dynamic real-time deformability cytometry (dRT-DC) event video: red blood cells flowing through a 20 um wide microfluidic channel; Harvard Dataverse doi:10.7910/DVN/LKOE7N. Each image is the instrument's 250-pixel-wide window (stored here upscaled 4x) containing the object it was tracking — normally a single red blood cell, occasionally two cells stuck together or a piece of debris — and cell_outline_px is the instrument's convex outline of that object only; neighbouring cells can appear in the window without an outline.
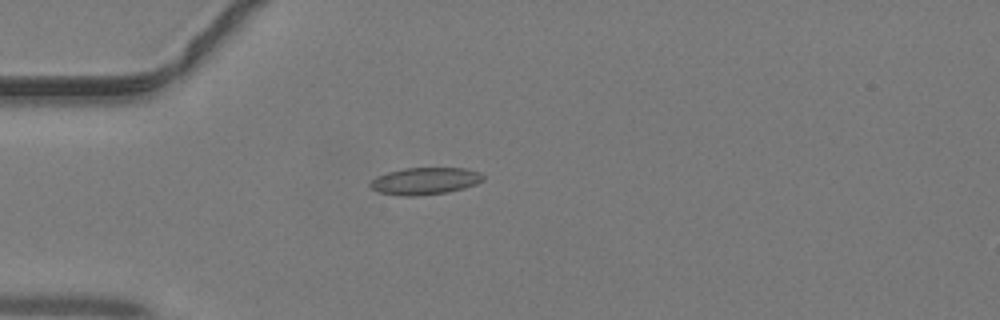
{"species": "common noctule bat (a hibernating species)", "species_latin": "Nyctalus noctula", "temperature_condition": "warm", "stored_images_in_passage": 45, "camera_frame_rate_fps": 3000, "um_per_image_px": 0.085, "animal": {"sex": "male", "body_mass_g": 19.2, "forearm_length_mm": 51.8}, "frame": {"image": 1, "passage_image": 13, "time_ms": 4.0, "image_size_px": [1000, 320], "cell_outline_px": [[484, 180], [476, 184], [464, 188], [448, 192], [416, 196], [404, 196], [380, 192], [372, 188], [368, 184], [376, 176], [388, 172], [404, 168], [464, 168], [480, 172], [484, 176]], "centroid_in_image_um": [36.14, 15.38], "position_along_channel_um": 48.9, "area_um2": 17.8}}
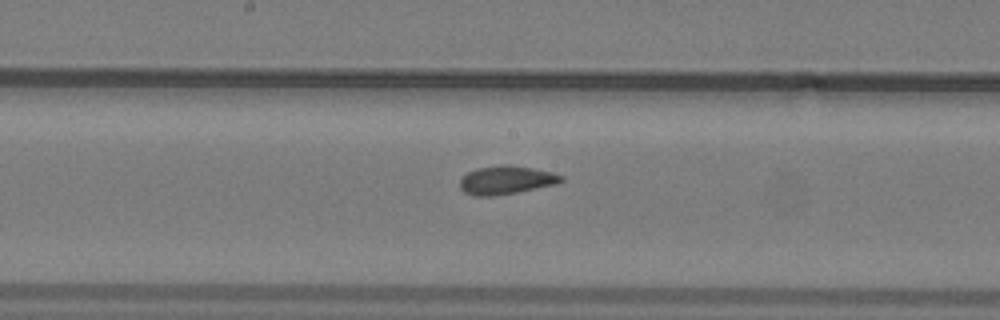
{"frame": {"image": 2, "passage_image": 24, "time_ms": 7.667, "image_size_px": [1000, 320], "cell_outline_px": [[564, 180], [556, 184], [496, 196], [472, 196], [464, 192], [460, 188], [460, 180], [468, 172], [476, 168], [500, 164], [508, 164], [532, 168], [552, 172], [564, 176]], "centroid_in_image_um": [43.01, 15.3], "position_along_channel_um": 205.2, "area_um2": 16.88}}
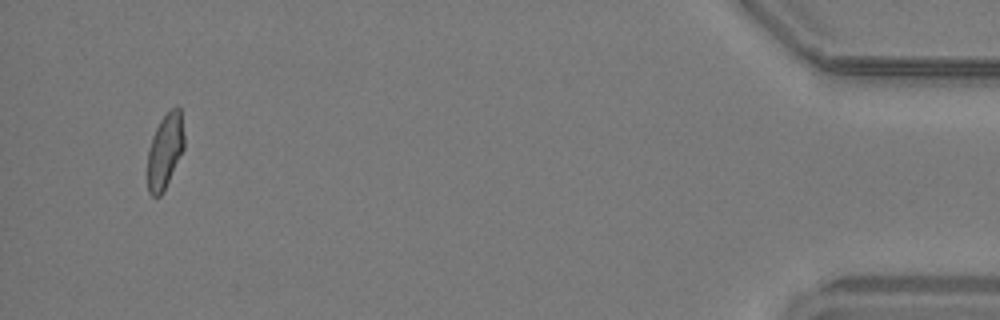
{"frame": {"image": 3, "passage_image": 43, "time_ms": 14.0, "image_size_px": [1000, 320], "cell_outline_px": [[184, 148], [160, 196], [152, 196], [148, 192], [148, 148], [152, 136], [160, 120], [176, 104], [180, 108], [184, 136]], "centroid_in_image_um": [14.02, 12.79], "position_along_channel_um": 421.2, "area_um2": 15.72}}